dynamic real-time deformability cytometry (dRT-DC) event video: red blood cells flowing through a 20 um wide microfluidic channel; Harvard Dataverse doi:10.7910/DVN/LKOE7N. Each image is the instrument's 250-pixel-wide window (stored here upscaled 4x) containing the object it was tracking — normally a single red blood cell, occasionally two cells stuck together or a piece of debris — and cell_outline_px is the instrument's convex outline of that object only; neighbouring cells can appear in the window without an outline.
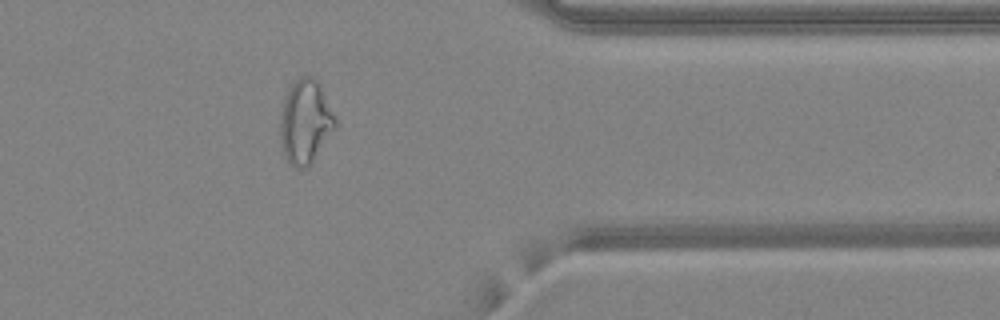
{"species": "common noctule bat (a hibernating species)", "species_latin": "Nyctalus noctula", "temperature_condition": "warm", "stored_images_in_passage": 33, "camera_frame_rate_fps": 3000, "um_per_image_px": 0.085, "animal": {"sex": "female", "body_mass_g": 24.6, "forearm_length_mm": 56.2}, "frame": {"image": 1, "passage_image": 24, "time_ms": 7.667, "image_size_px": [1000, 320], "cell_outline_px": [[336, 128], [312, 160], [304, 168], [296, 168], [288, 164], [284, 156], [280, 140], [280, 120], [284, 96], [292, 84], [300, 76], [312, 76], [320, 84], [336, 116]], "centroid_in_image_um": [25.95, 10.33], "position_along_channel_um": 385.5, "area_um2": 26.93}}